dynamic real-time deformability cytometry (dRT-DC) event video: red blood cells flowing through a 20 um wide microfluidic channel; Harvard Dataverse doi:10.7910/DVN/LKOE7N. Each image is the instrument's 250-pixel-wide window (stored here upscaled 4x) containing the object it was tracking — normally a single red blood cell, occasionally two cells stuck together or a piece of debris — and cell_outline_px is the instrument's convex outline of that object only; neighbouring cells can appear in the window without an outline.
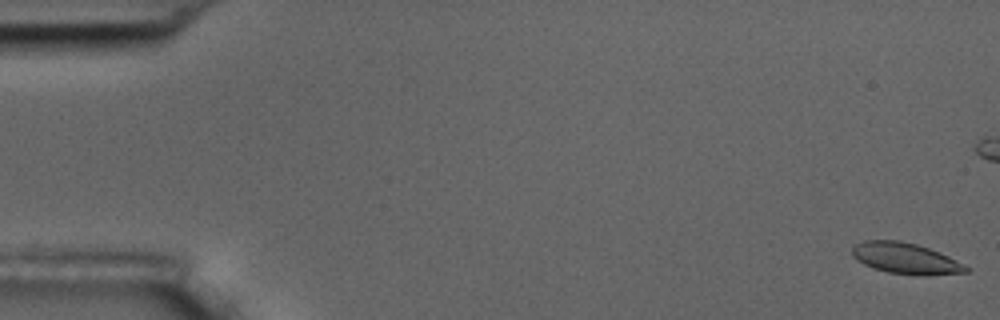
{"species": "common noctule bat (a hibernating species)", "species_latin": "Nyctalus noctula", "temperature_condition": "room temperature", "stored_images_in_passage": 17, "camera_frame_rate_fps": 3000, "um_per_image_px": 0.085, "animal": {"sex": "male", "body_mass_g": 17.5, "forearm_length_mm": 52.3}, "frame": {"image": 1, "passage_image": 1, "time_ms": 0.0, "image_size_px": [1000, 320], "cell_outline_px": [[972, 268], [968, 272], [928, 276], [920, 276], [888, 272], [872, 268], [856, 260], [852, 256], [852, 248], [856, 244], [864, 240], [900, 240], [916, 244], [940, 252]], "centroid_in_image_um": [76.99, 21.97], "position_along_channel_um": 8.0, "area_um2": 20.87}}
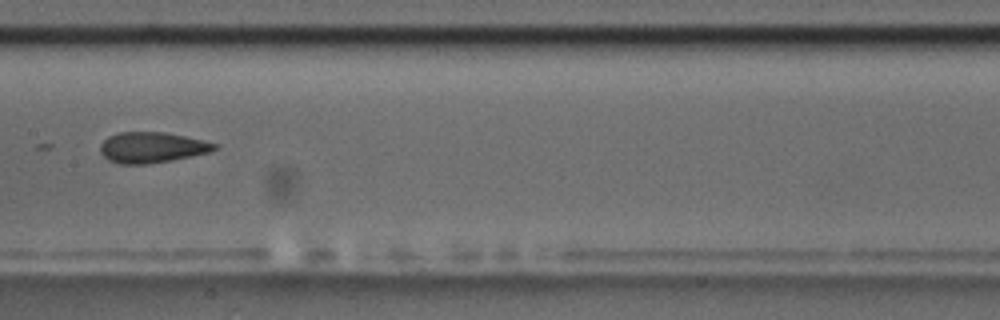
{"frame": {"image": 2, "passage_image": 10, "time_ms": 11.333, "image_size_px": [1000, 320], "cell_outline_px": [[220, 144], [216, 148], [208, 152], [192, 156], [172, 160], [144, 164], [120, 164], [108, 160], [100, 152], [100, 144], [108, 136], [120, 132], [164, 132], [184, 136]], "centroid_in_image_um": [12.89, 12.53], "position_along_channel_um": 194.5, "area_um2": 20.35}}
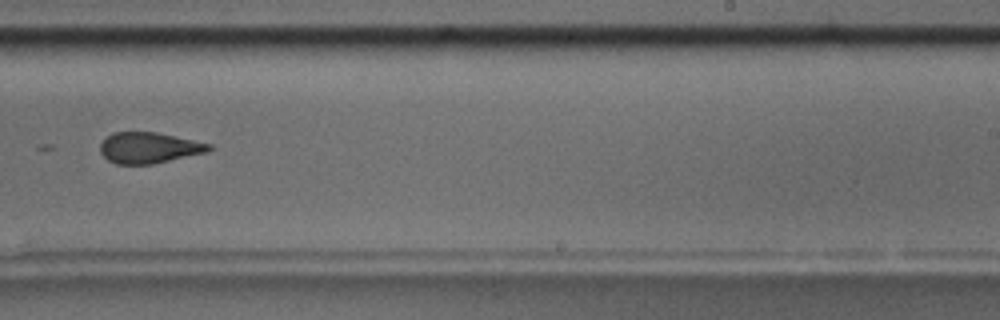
{"frame": {"image": 3, "passage_image": 12, "time_ms": 13.667, "image_size_px": [1000, 320], "cell_outline_px": [[212, 148], [204, 152], [152, 164], [116, 164], [108, 160], [100, 152], [100, 144], [112, 132], [156, 132], [212, 144]], "centroid_in_image_um": [12.62, 12.55], "position_along_channel_um": 276.4, "area_um2": 19.31}, "authors_computed_cell_mechanics": {"area_um2": 20.8658, "velocity_mm_per_s": 3.5003, "shape_relaxation_time_tau1_ms": null, "shape_relaxation_time_tau2_ms": 3.8851, "deformation_change_tau1": null, "deformation_change_tau2": 0.1145}}